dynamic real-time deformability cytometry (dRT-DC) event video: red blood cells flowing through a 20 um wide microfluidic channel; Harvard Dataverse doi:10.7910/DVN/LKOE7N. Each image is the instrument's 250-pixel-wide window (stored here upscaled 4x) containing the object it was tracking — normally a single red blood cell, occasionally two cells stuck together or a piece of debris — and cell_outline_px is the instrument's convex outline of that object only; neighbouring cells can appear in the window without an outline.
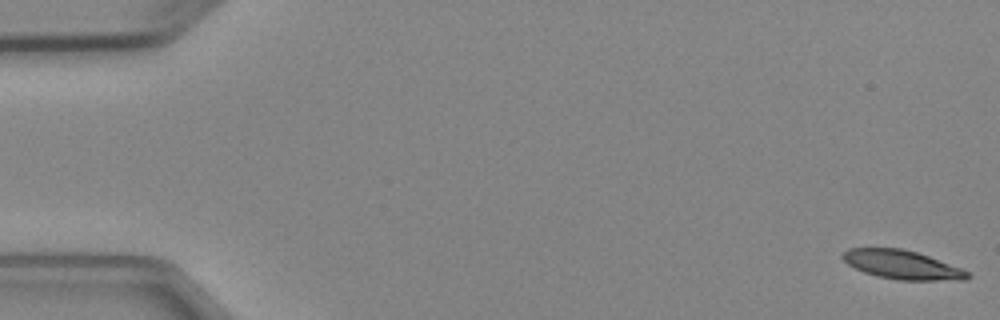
{"species": "Egyptian fruit bat (a non-hibernating species)", "species_latin": "Rousettus aegyptiacus", "temperature_condition": "cold", "stored_images_in_passage": 6, "camera_frame_rate_fps": 3000, "um_per_image_px": 0.085, "animal": {"sex": "female"}, "frame": {"image": 1, "passage_image": 1, "time_ms": 0.0, "image_size_px": [1000, 320], "cell_outline_px": [[972, 276], [968, 280], [900, 280], [876, 276], [864, 272], [848, 264], [840, 256], [848, 248], [900, 248], [916, 252], [928, 256], [960, 268], [968, 272]], "centroid_in_image_um": [76.68, 22.51], "position_along_channel_um": 8.3, "area_um2": 20.81}}